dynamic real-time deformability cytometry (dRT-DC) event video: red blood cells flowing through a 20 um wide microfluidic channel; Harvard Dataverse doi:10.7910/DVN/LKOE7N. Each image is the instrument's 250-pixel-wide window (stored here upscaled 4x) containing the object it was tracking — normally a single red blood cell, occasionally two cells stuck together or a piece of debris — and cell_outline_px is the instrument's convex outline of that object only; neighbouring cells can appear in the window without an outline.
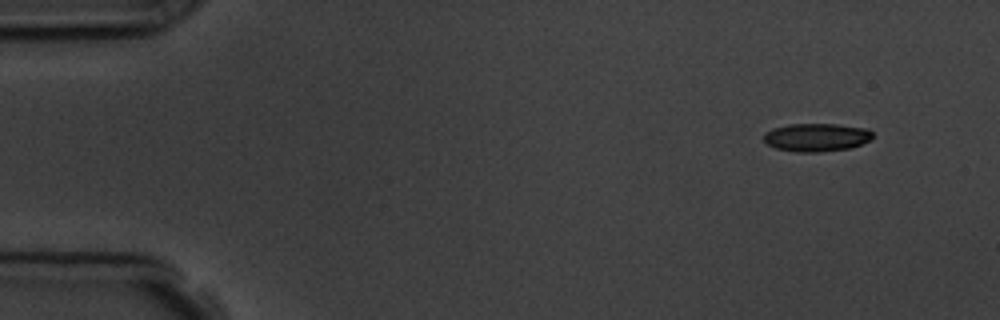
{"species": "common noctule bat (a hibernating species)", "species_latin": "Nyctalus noctula", "temperature_condition": "room temperature", "stored_images_in_passage": 4, "camera_frame_rate_fps": 3000, "um_per_image_px": 0.085, "animal": {"sex": "male", "body_mass_g": 19.5, "forearm_length_mm": 54.6}, "frame": {"image": 1, "passage_image": 1, "time_ms": 0.0, "image_size_px": [1000, 320], "cell_outline_px": [[872, 140], [848, 148], [820, 152], [796, 152], [776, 148], [768, 144], [764, 140], [764, 132], [772, 128], [788, 124], [836, 124], [868, 128], [872, 132]], "centroid_in_image_um": [69.4, 11.66], "position_along_channel_um": 15.6, "area_um2": 17.92}}
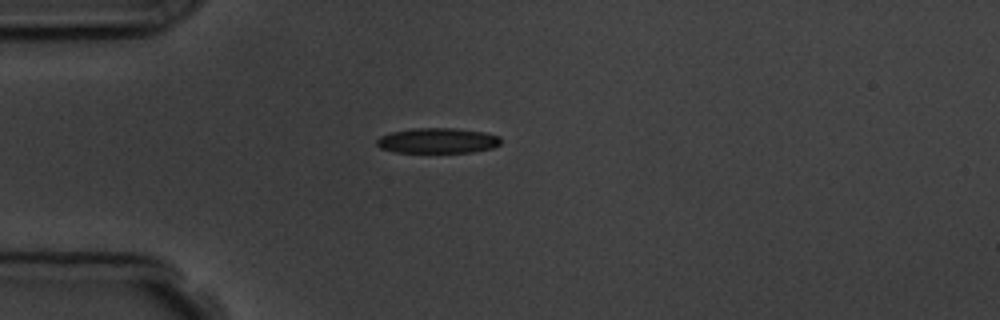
{"frame": {"image": 2, "passage_image": 4, "time_ms": 3.333, "image_size_px": [1000, 320], "cell_outline_px": [[500, 144], [492, 148], [472, 152], [396, 152], [380, 148], [376, 144], [376, 140], [380, 136], [392, 132], [412, 128], [452, 128], [484, 132], [500, 136]], "centroid_in_image_um": [37.19, 11.95], "position_along_channel_um": 47.8, "area_um2": 18.21}}